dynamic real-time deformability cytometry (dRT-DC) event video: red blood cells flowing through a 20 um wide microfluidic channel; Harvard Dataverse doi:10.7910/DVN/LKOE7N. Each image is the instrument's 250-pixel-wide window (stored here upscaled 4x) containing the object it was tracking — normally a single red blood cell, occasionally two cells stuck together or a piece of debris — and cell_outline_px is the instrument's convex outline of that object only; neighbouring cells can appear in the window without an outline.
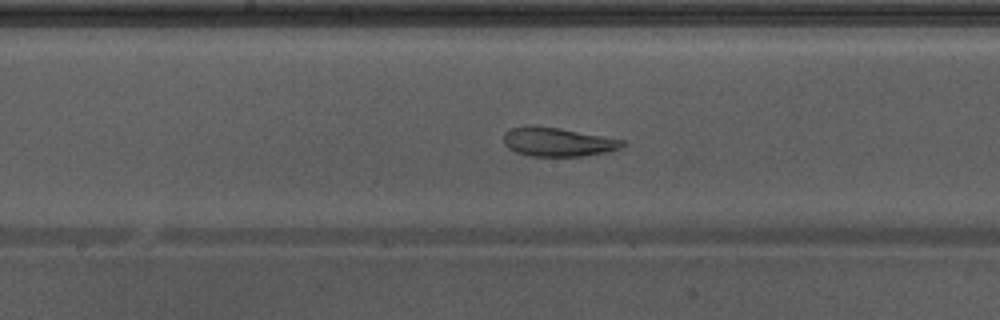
{"species": "Egyptian fruit bat (a non-hibernating species)", "species_latin": "Rousettus aegyptiacus", "temperature_condition": "warm", "stored_images_in_passage": 46, "segment_of_instrument_passage": [1, 2], "camera_frame_rate_fps": 3000, "um_per_image_px": 0.085, "animal": {"sex": "male"}, "frame": {"image": 1, "passage_image": 19, "time_ms": 6.0, "image_size_px": [1000, 320], "cell_outline_px": [[628, 144], [620, 148], [604, 152], [584, 156], [528, 156], [516, 152], [508, 148], [504, 144], [504, 132], [512, 128], [560, 128], [624, 140]], "centroid_in_image_um": [47.45, 12.1], "position_along_channel_um": 200.7, "area_um2": 19.42}}
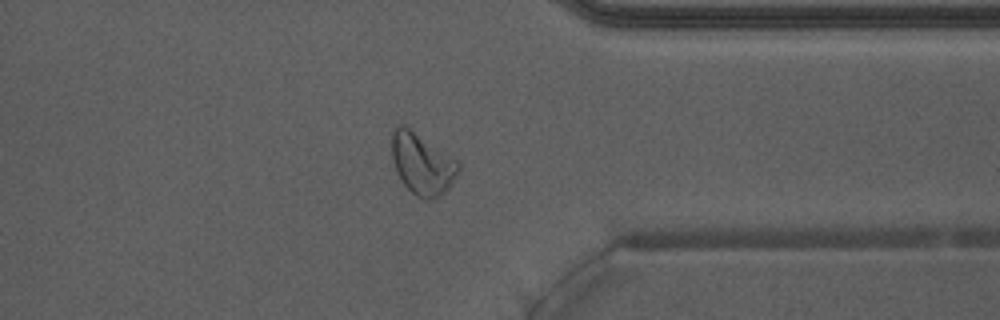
{"frame": {"image": 2, "passage_image": 33, "time_ms": 10.667, "image_size_px": [1000, 320], "cell_outline_px": [[460, 172], [448, 188], [440, 196], [432, 200], [424, 200], [416, 196], [400, 180], [392, 160], [392, 132], [400, 124], [404, 124], [456, 160], [460, 164]], "centroid_in_image_um": [35.88, 13.95], "position_along_channel_um": 375.5, "area_um2": 23.7}}
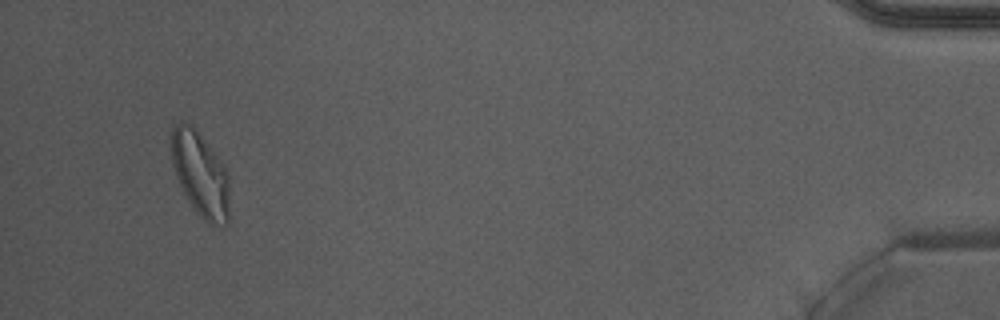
{"frame": {"image": 3, "passage_image": 42, "time_ms": 13.667, "image_size_px": [1000, 320], "cell_outline_px": [[228, 224], [224, 228], [208, 224], [196, 212], [188, 200], [176, 176], [172, 164], [172, 124], [180, 120], [184, 120], [192, 124], [212, 148], [228, 172]], "centroid_in_image_um": [17.03, 14.79], "position_along_channel_um": 418.2, "area_um2": 28.96}}